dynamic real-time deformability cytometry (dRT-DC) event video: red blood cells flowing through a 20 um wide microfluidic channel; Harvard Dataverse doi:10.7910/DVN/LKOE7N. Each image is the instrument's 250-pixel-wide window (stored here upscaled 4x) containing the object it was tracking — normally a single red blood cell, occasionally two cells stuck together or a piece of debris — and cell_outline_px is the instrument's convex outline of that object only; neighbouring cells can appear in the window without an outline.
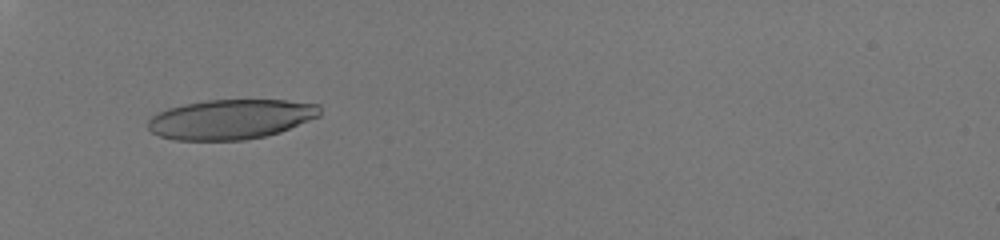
{"species": "human", "species_latin": "Homo sapiens", "temperature_condition": "room temperature", "stored_images_in_passage": 33, "camera_frame_rate_fps": 3000, "um_per_image_px": 0.085, "donor": {"sex": "male"}, "frame": {"image": 1, "passage_image": 1, "time_ms": 0.0, "image_size_px": [1000, 240], "cell_outline_px": [[320, 116], [280, 132], [264, 136], [244, 140], [172, 140], [160, 136], [152, 132], [148, 128], [148, 120], [152, 116], [168, 108], [184, 104], [208, 100], [284, 100], [320, 104]], "centroid_in_image_um": [19.62, 10.14], "position_along_channel_um": 65.4, "area_um2": 39.82}}
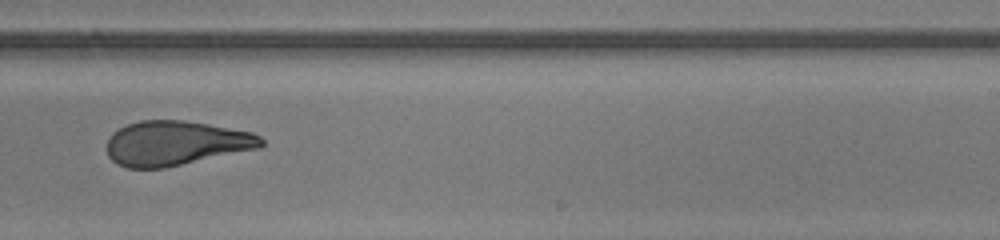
{"frame": {"image": 2, "passage_image": 18, "time_ms": 5.667, "image_size_px": [1000, 240], "cell_outline_px": [[264, 144], [260, 148], [164, 168], [128, 168], [116, 164], [108, 156], [108, 136], [112, 132], [128, 124], [140, 120], [180, 120], [208, 124], [252, 132], [260, 136], [264, 140]], "centroid_in_image_um": [14.93, 12.17], "position_along_channel_um": 274.1, "area_um2": 40.11}}
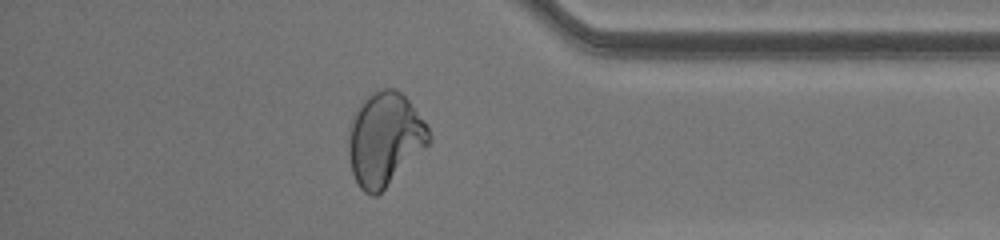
{"frame": {"image": 3, "passage_image": 28, "time_ms": 9.0, "image_size_px": [1000, 240], "cell_outline_px": [[432, 140], [376, 196], [372, 196], [364, 192], [360, 188], [352, 172], [348, 152], [348, 140], [352, 116], [356, 108], [368, 96], [384, 88], [392, 88], [400, 92], [408, 100], [424, 120], [432, 136]], "centroid_in_image_um": [32.68, 11.81], "position_along_channel_um": 402.5, "area_um2": 43.06}, "authors_computed_cell_mechanics": {"area_um2": 41.7316, "velocity_mm_per_s": 4.1188, "shape_relaxation_time_tau1_ms": null, "shape_relaxation_time_tau2_ms": 1.0273, "deformation_change_tau1": null, "deformation_change_tau2": 0.0968}}